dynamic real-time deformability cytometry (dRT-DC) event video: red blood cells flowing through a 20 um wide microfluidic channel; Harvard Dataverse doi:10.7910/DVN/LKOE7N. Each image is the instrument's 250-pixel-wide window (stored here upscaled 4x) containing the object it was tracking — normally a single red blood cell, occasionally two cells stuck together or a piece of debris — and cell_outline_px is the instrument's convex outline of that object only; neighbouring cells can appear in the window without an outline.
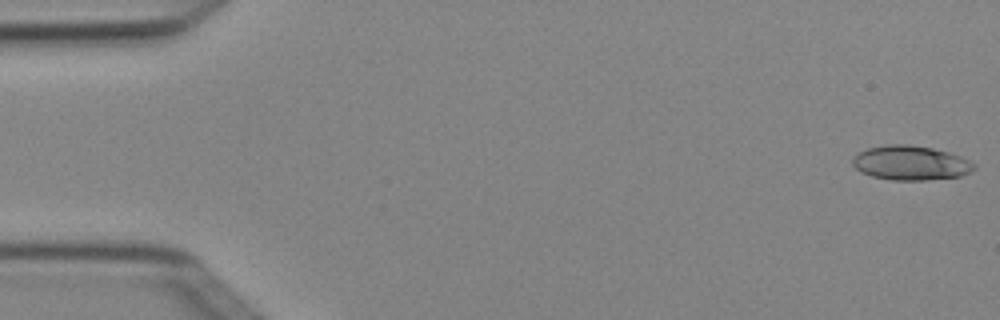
{"species": "Egyptian fruit bat (a non-hibernating species)", "species_latin": "Rousettus aegyptiacus", "temperature_condition": "cold", "stored_images_in_passage": 7, "camera_frame_rate_fps": 3000, "um_per_image_px": 0.085, "animal": {"sex": "female"}, "frame": {"image": 1, "passage_image": 1, "time_ms": 0.0, "image_size_px": [1000, 320], "cell_outline_px": [[976, 168], [972, 172], [960, 176], [924, 180], [892, 180], [872, 176], [860, 172], [852, 164], [852, 156], [868, 148], [884, 144], [908, 144], [932, 148], [948, 152], [960, 156], [976, 164]], "centroid_in_image_um": [77.4, 13.84], "position_along_channel_um": 7.6, "area_um2": 24.51}}
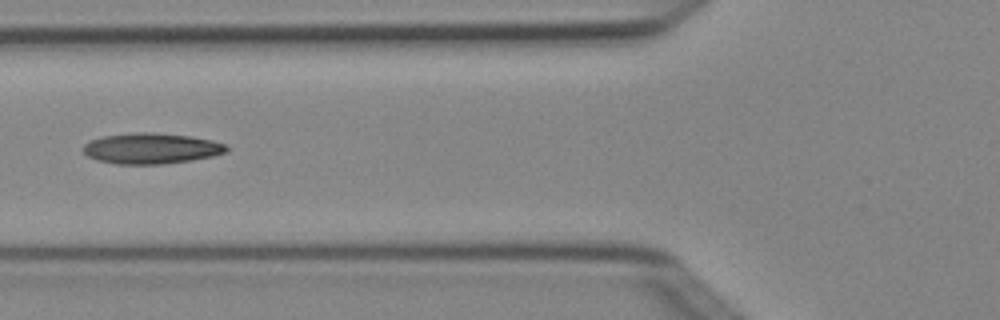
{"frame": {"image": 2, "passage_image": 6, "time_ms": 1.667, "image_size_px": [1000, 320], "cell_outline_px": [[232, 148], [228, 152], [212, 156], [192, 160], [164, 164], [116, 164], [96, 160], [88, 156], [80, 148], [88, 140], [100, 136], [132, 132], [152, 132], [192, 136], [212, 140], [224, 144]], "centroid_in_image_um": [12.84, 12.61], "position_along_channel_um": 113.0, "area_um2": 26.18}}
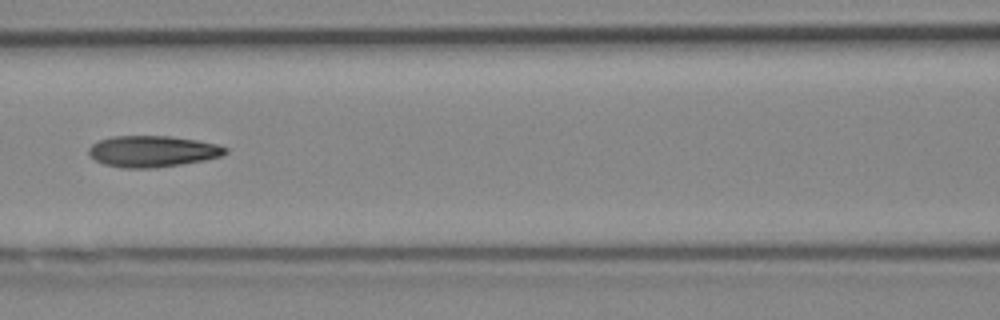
{"frame": {"image": 3, "passage_image": 7, "time_ms": 2.0, "image_size_px": [1000, 320], "cell_outline_px": [[228, 152], [224, 156], [204, 160], [156, 168], [120, 168], [104, 164], [96, 160], [88, 152], [88, 148], [92, 144], [100, 140], [112, 136], [168, 136], [196, 140], [216, 144], [228, 148]], "centroid_in_image_um": [12.98, 12.87], "position_along_channel_um": 153.6, "area_um2": 24.91}}